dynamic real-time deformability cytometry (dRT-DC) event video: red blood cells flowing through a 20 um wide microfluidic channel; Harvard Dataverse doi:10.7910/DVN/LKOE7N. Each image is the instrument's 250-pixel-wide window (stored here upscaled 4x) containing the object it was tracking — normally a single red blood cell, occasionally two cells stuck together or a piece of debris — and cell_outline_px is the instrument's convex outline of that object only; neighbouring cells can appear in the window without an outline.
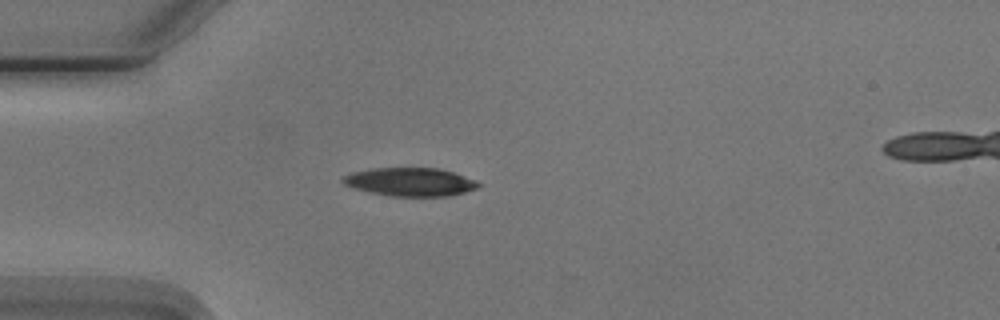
{"species": "Egyptian fruit bat (a non-hibernating species)", "species_latin": "Rousettus aegyptiacus", "temperature_condition": "cold", "stored_images_in_passage": 5, "camera_frame_rate_fps": 3000, "um_per_image_px": 0.085, "animal": {"sex": "male"}, "frame": {"image": 1, "passage_image": 5, "time_ms": 4.667, "image_size_px": [1000, 320], "cell_outline_px": [[480, 188], [448, 196], [392, 196], [368, 192], [352, 188], [344, 184], [340, 180], [344, 176], [352, 172], [372, 168], [440, 168], [476, 180], [480, 184]], "centroid_in_image_um": [34.85, 15.46], "position_along_channel_um": 50.1, "area_um2": 22.48}}